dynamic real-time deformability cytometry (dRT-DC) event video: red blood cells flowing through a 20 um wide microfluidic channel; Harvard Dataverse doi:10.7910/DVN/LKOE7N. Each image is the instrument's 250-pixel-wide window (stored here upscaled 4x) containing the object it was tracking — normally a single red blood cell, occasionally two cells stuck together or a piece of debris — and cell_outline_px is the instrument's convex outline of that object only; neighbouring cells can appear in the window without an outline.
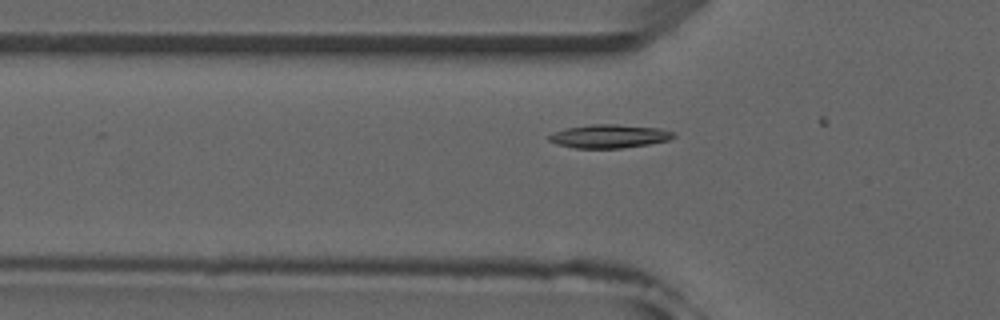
{"species": "common noctule bat (a hibernating species)", "species_latin": "Nyctalus noctula", "temperature_condition": "room temperature", "stored_images_in_passage": 9, "camera_frame_rate_fps": 3000, "um_per_image_px": 0.085, "animal": {"sex": "male", "forearm_length_mm": 52.5}, "frame": {"image": 1, "passage_image": 7, "time_ms": 2.0, "image_size_px": [1000, 320], "cell_outline_px": [[676, 136], [668, 140], [648, 144], [620, 148], [576, 148], [556, 144], [548, 140], [548, 136], [564, 128], [592, 124], [616, 124], [660, 128], [676, 132]], "centroid_in_image_um": [51.8, 11.57], "position_along_channel_um": 74.0, "area_um2": 17.05}}